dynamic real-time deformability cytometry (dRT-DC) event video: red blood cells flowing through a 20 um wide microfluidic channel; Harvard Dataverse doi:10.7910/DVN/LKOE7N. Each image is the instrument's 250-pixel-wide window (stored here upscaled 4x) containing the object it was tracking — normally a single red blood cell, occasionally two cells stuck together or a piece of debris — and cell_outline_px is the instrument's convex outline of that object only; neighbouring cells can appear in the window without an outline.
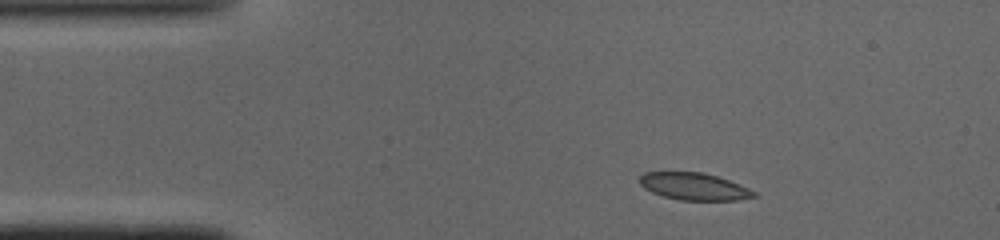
{"species": "common noctule bat (a hibernating species)", "species_latin": "Nyctalus noctula", "temperature_condition": "cold", "stored_images_in_passage": 46, "camera_frame_rate_fps": 3000, "um_per_image_px": 0.085, "animal": {"sex": "male", "body_mass_g": 19.0, "forearm_length_mm": 50.8}, "frame": {"image": 1, "passage_image": 5, "time_ms": 1.333, "image_size_px": [1000, 240], "cell_outline_px": [[760, 196], [736, 200], [680, 200], [664, 196], [652, 192], [644, 188], [640, 184], [640, 176], [644, 172], [700, 172], [716, 176], [728, 180], [748, 188], [756, 192]], "centroid_in_image_um": [59.0, 15.85], "position_along_channel_um": 26.0, "area_um2": 17.98}}
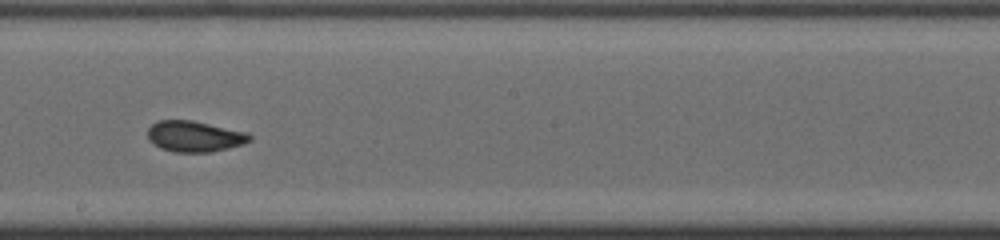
{"frame": {"image": 2, "passage_image": 24, "time_ms": 7.667, "image_size_px": [1000, 240], "cell_outline_px": [[252, 140], [244, 144], [212, 152], [172, 152], [160, 148], [152, 144], [148, 140], [148, 128], [156, 120], [192, 120], [248, 132], [252, 136]], "centroid_in_image_um": [16.53, 11.59], "position_along_channel_um": 231.7, "area_um2": 18.67}}
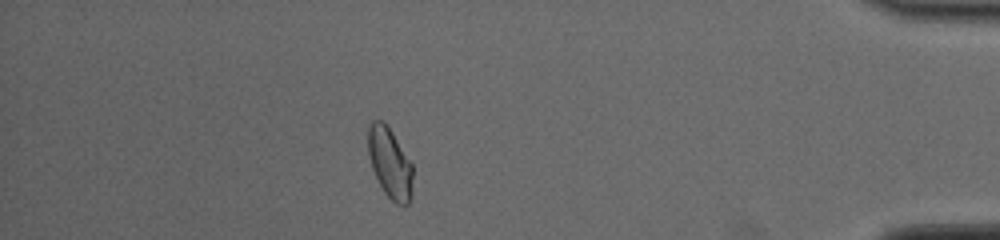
{"frame": {"image": 3, "passage_image": 40, "time_ms": 13.0, "image_size_px": [1000, 240], "cell_outline_px": [[412, 196], [408, 204], [396, 204], [384, 192], [372, 168], [368, 152], [368, 128], [372, 120], [384, 120], [392, 132], [412, 164]], "centroid_in_image_um": [33.14, 13.84], "position_along_channel_um": 402.1, "area_um2": 18.21}, "authors_computed_cell_mechanics": {"area_um2": 18.8428, "velocity_mm_per_s": 4.0853, "shape_relaxation_time_tau1_ms": 3.2757, "shape_relaxation_time_tau2_ms": 1.1982, "deformation_change_tau1": 0.0961, "deformation_change_tau2": 0.0583}}